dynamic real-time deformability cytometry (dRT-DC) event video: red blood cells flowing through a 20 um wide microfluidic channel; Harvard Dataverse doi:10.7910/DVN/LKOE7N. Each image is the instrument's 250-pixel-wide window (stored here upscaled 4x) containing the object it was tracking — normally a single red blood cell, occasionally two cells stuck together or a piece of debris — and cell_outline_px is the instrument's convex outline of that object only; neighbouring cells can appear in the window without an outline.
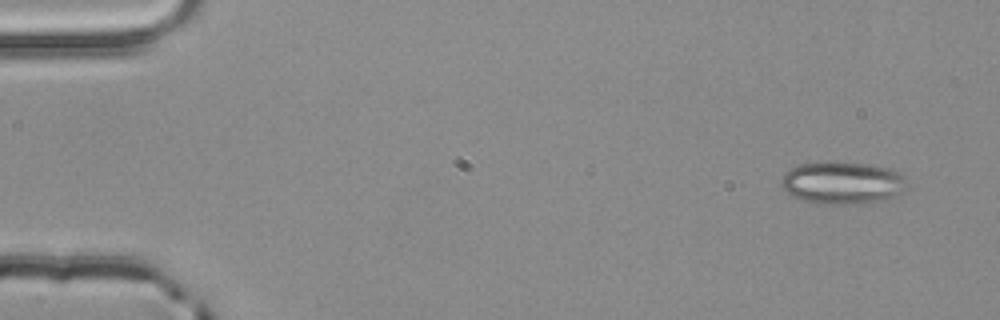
{"species": "common noctule bat (a hibernating species)", "species_latin": "Nyctalus noctula", "temperature_condition": "room temperature", "stored_images_in_passage": 4, "camera_frame_rate_fps": 3000, "um_per_image_px": 0.085, "animal": {"sex": "male", "body_mass_g": 20.4}, "frame": {"image": 1, "passage_image": 1, "time_ms": 0.0, "image_size_px": [1000, 320], "cell_outline_px": [[904, 188], [900, 192], [884, 200], [868, 204], [824, 204], [804, 200], [792, 196], [780, 184], [784, 172], [800, 164], [872, 164], [888, 168], [900, 172], [904, 176]], "centroid_in_image_um": [71.61, 15.58], "position_along_channel_um": 13.4, "area_um2": 30.35}}